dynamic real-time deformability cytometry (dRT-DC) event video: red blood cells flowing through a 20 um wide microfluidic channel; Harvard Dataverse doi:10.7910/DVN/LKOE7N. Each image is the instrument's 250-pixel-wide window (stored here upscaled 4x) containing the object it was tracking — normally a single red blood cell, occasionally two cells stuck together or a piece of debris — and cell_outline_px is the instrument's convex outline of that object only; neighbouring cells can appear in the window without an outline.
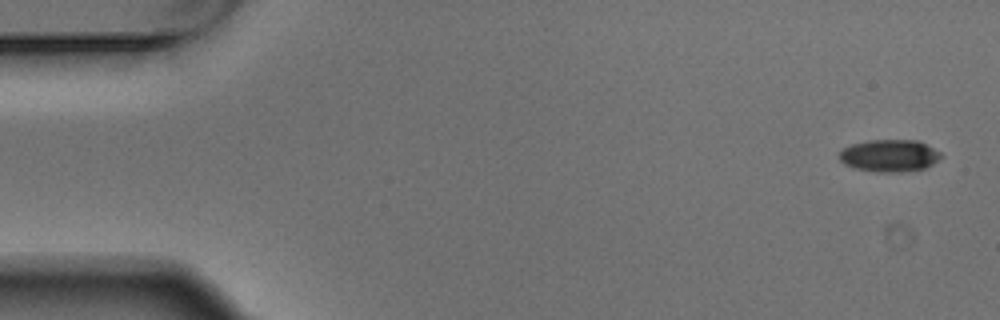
{"species": "Egyptian fruit bat (a non-hibernating species)", "species_latin": "Rousettus aegyptiacus", "temperature_condition": "warm", "stored_images_in_passage": 5, "camera_frame_rate_fps": 3000, "um_per_image_px": 0.085, "animal": {"sex": "male"}, "frame": {"image": 1, "passage_image": 1, "time_ms": 0.0, "image_size_px": [1000, 320], "cell_outline_px": [[944, 156], [932, 164], [924, 168], [900, 172], [872, 172], [852, 168], [844, 164], [840, 160], [840, 152], [844, 148], [852, 144], [868, 140], [916, 140], [940, 152]], "centroid_in_image_um": [75.58, 13.24], "position_along_channel_um": 9.4, "area_um2": 19.07}}
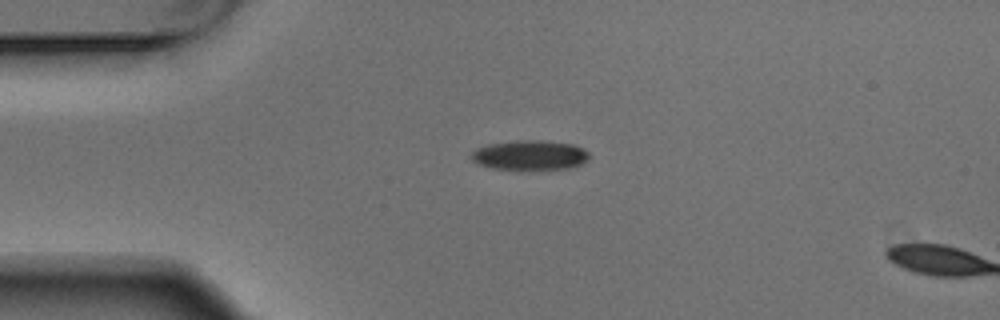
{"frame": {"image": 2, "passage_image": 4, "time_ms": 1.0, "image_size_px": [1000, 320], "cell_outline_px": [[588, 160], [580, 164], [568, 168], [492, 168], [476, 164], [472, 160], [472, 152], [476, 148], [488, 144], [516, 140], [544, 140], [572, 144], [584, 148], [588, 152]], "centroid_in_image_um": [45.03, 13.16], "position_along_channel_um": 40.0, "area_um2": 20.11}}